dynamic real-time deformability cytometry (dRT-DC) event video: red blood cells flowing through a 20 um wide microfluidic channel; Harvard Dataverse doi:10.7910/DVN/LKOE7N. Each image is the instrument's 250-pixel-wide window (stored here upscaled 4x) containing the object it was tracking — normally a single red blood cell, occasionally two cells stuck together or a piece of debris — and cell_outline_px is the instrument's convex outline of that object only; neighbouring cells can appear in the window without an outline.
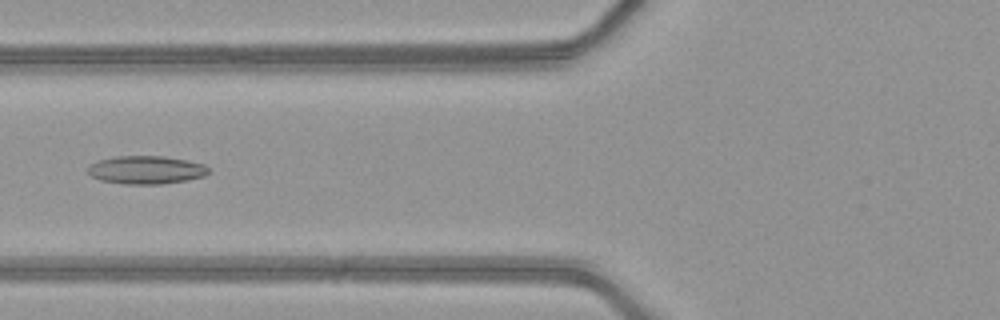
{"species": "common noctule bat (a hibernating species)", "species_latin": "Nyctalus noctula", "temperature_condition": "warm", "stored_images_in_passage": 34, "camera_frame_rate_fps": 3000, "um_per_image_px": 0.085, "animal": {"sex": "female", "body_mass_g": 21.9}, "frame": {"image": 1, "passage_image": 5, "time_ms": 1.333, "image_size_px": [1000, 320], "cell_outline_px": [[208, 172], [204, 176], [188, 180], [160, 184], [124, 184], [100, 180], [92, 176], [88, 172], [88, 164], [96, 160], [116, 156], [164, 156], [188, 160], [204, 164], [208, 168]], "centroid_in_image_um": [12.4, 14.43], "position_along_channel_um": 113.4, "area_um2": 19.94}}
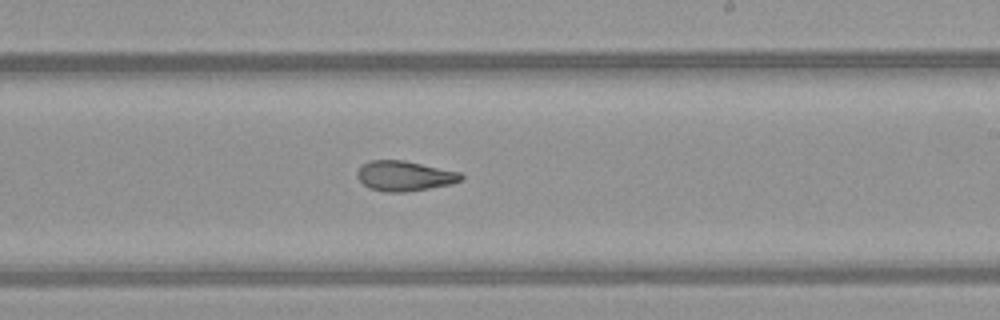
{"frame": {"image": 2, "passage_image": 15, "time_ms": 4.667, "image_size_px": [1000, 320], "cell_outline_px": [[464, 180], [452, 184], [404, 192], [384, 192], [368, 188], [356, 176], [356, 172], [364, 164], [372, 160], [404, 160], [460, 172], [464, 176]], "centroid_in_image_um": [34.4, 14.96], "position_along_channel_um": 254.6, "area_um2": 18.21}}
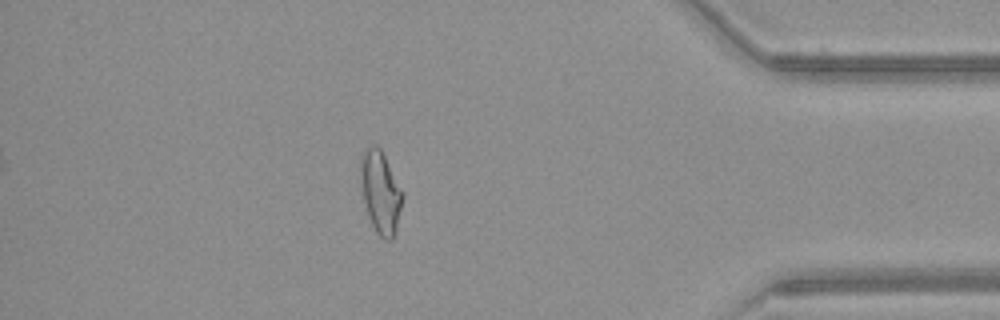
{"frame": {"image": 3, "passage_image": 28, "time_ms": 9.0, "image_size_px": [1000, 320], "cell_outline_px": [[404, 196], [396, 232], [392, 240], [384, 240], [376, 232], [368, 216], [360, 184], [360, 156], [364, 148], [372, 144], [376, 144], [380, 148], [404, 192]], "centroid_in_image_um": [32.35, 16.31], "position_along_channel_um": 402.9, "area_um2": 20.52}, "authors_computed_cell_mechanics": {"area_um2": 19.074, "velocity_mm_per_s": 4.2231, "shape_relaxation_time_tau1_ms": null, "shape_relaxation_time_tau2_ms": 1.8401, "deformation_change_tau1": null, "deformation_change_tau2": 0.088}}